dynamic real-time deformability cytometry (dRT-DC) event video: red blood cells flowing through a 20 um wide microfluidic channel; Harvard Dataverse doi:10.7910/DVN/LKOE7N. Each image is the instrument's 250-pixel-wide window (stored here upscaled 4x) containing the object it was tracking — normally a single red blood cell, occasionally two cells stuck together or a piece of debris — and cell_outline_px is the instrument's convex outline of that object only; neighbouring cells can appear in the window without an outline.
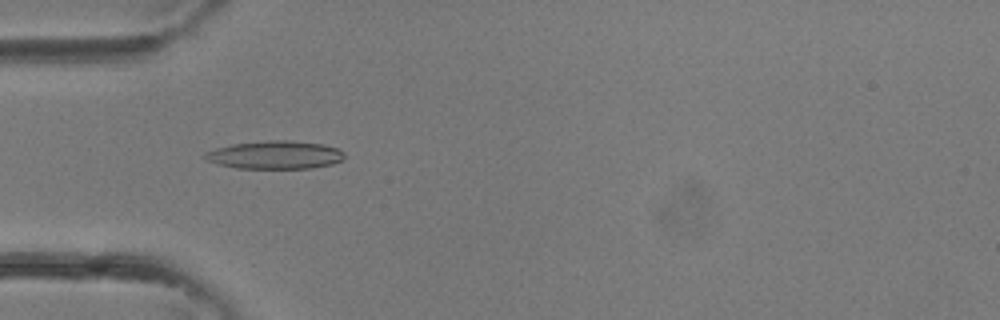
{"species": "common noctule bat (a hibernating species)", "species_latin": "Nyctalus noctula", "temperature_condition": "room temperature", "stored_images_in_passage": 36, "camera_frame_rate_fps": 3000, "um_per_image_px": 0.085, "animal": {"sex": "female"}, "frame": {"image": 1, "passage_image": 11, "time_ms": 3.333, "image_size_px": [1000, 320], "cell_outline_px": [[344, 156], [340, 160], [332, 164], [312, 168], [236, 168], [220, 164], [208, 160], [204, 156], [204, 152], [216, 148], [232, 144], [272, 140], [292, 140], [324, 144], [336, 148], [344, 152]], "centroid_in_image_um": [23.4, 13.16], "position_along_channel_um": 61.6, "area_um2": 22.66}}
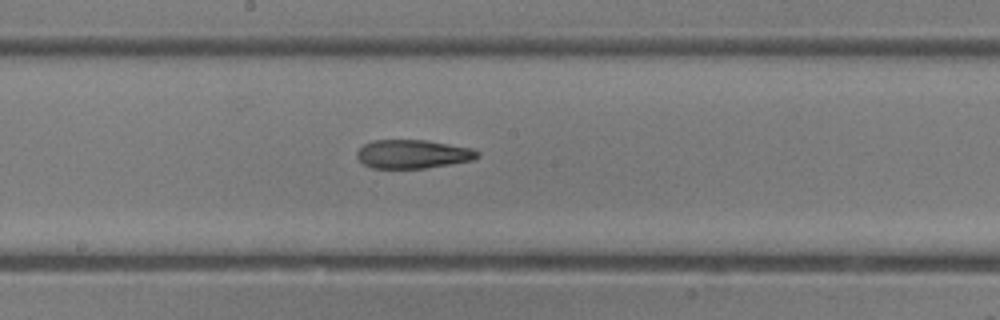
{"frame": {"image": 2, "passage_image": 19, "time_ms": 6.0, "image_size_px": [1000, 320], "cell_outline_px": [[480, 156], [472, 160], [424, 168], [372, 168], [364, 164], [356, 156], [356, 152], [364, 144], [372, 140], [424, 140], [472, 148], [480, 152]], "centroid_in_image_um": [35.08, 13.09], "position_along_channel_um": 213.1, "area_um2": 20.0}}
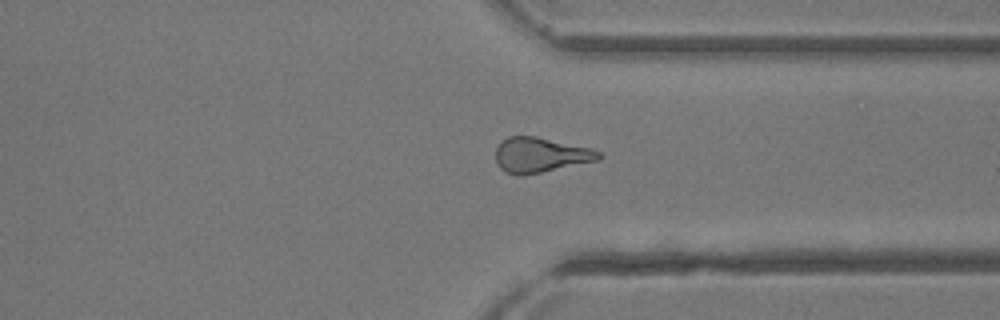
{"frame": {"image": 3, "passage_image": 27, "time_ms": 8.667, "image_size_px": [1000, 320], "cell_outline_px": [[600, 160], [524, 176], [516, 176], [504, 172], [500, 168], [496, 160], [496, 148], [500, 140], [508, 136], [536, 136], [592, 148], [600, 152]], "centroid_in_image_um": [45.91, 13.18], "position_along_channel_um": 365.5, "area_um2": 21.39}}